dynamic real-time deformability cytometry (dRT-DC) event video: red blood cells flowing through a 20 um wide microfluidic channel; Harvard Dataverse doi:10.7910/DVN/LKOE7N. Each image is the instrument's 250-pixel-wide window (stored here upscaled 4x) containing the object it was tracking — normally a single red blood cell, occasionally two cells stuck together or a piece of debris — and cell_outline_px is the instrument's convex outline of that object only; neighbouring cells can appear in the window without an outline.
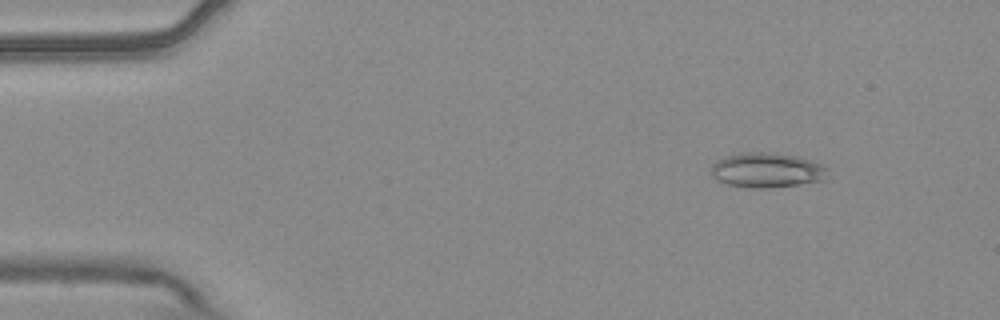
{"species": "common noctule bat (a hibernating species)", "species_latin": "Nyctalus noctula", "temperature_condition": "warm", "stored_images_in_passage": 5, "camera_frame_rate_fps": 3000, "um_per_image_px": 0.085, "animal": {"sex": "male", "body_mass_g": 20.4}, "frame": {"image": 1, "passage_image": 2, "time_ms": 0.333, "image_size_px": [1000, 320], "cell_outline_px": [[828, 168], [824, 180], [772, 188], [748, 188], [728, 184], [716, 180], [712, 176], [712, 164], [716, 160], [724, 156], [744, 152], [776, 152], [796, 156], [812, 160], [824, 164]], "centroid_in_image_um": [65.18, 14.45], "position_along_channel_um": 19.8, "area_um2": 23.99}}